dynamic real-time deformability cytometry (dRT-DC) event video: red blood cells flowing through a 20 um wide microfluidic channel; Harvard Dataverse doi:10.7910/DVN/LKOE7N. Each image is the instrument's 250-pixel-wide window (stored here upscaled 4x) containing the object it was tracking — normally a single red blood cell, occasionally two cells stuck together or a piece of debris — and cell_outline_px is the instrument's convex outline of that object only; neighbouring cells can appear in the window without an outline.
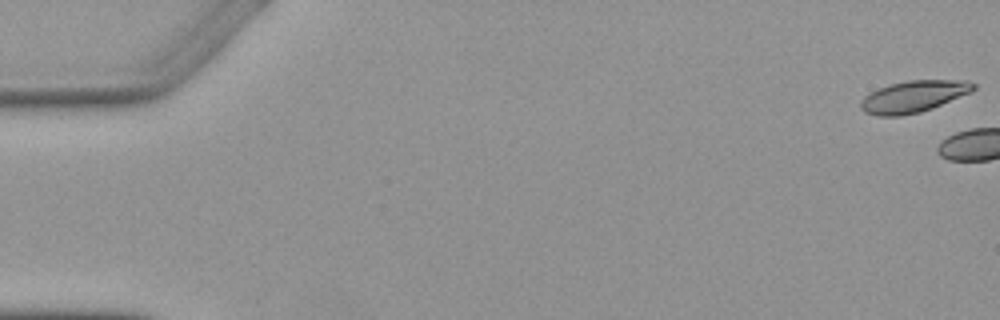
{"species": "Egyptian fruit bat (a non-hibernating species)", "species_latin": "Rousettus aegyptiacus", "temperature_condition": "warm", "stored_images_in_passage": 6, "camera_frame_rate_fps": 3000, "um_per_image_px": 0.085, "animal": {"sex": "female"}, "frame": {"image": 1, "passage_image": 1, "time_ms": 0.0, "image_size_px": [1000, 320], "cell_outline_px": [[976, 88], [972, 92], [932, 108], [920, 112], [900, 116], [876, 116], [864, 112], [860, 108], [860, 100], [864, 96], [880, 88], [892, 84], [908, 80], [968, 80], [976, 84]], "centroid_in_image_um": [77.66, 8.21], "position_along_channel_um": 7.3, "area_um2": 20.87}}
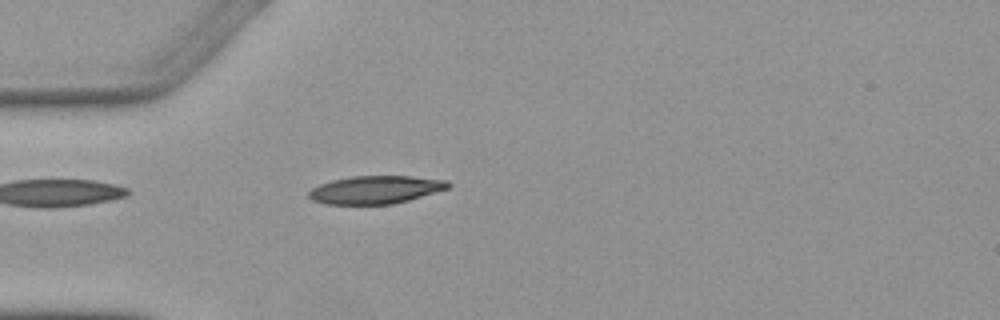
{"frame": {"image": 2, "passage_image": 6, "time_ms": 6.0, "image_size_px": [1000, 320], "cell_outline_px": [[452, 184], [448, 188], [408, 200], [392, 204], [324, 204], [312, 200], [308, 196], [308, 192], [312, 188], [320, 184], [332, 180], [352, 176], [412, 176], [448, 180]], "centroid_in_image_um": [31.91, 16.12], "position_along_channel_um": 53.1, "area_um2": 22.66}}